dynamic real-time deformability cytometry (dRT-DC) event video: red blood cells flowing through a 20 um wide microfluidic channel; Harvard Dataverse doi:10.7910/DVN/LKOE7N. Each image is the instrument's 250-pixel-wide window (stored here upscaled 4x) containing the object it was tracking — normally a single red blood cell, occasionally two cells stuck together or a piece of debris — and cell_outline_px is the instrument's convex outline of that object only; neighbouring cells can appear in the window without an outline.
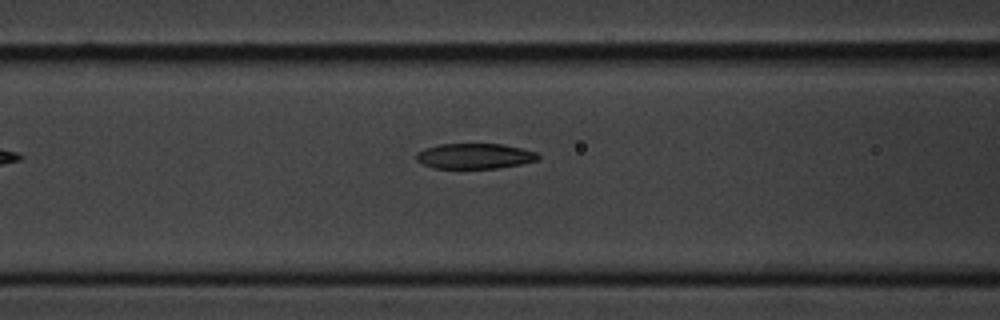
{"species": "common noctule bat (a hibernating species)", "species_latin": "Nyctalus noctula", "temperature_condition": "cold", "stored_images_in_passage": 6, "camera_frame_rate_fps": 3000, "um_per_image_px": 0.085, "animal": {"sex": "male", "body_mass_g": 20.1, "forearm_length_mm": 53.5}, "frame": {"image": 1, "passage_image": 6, "time_ms": 6.667, "image_size_px": [1000, 320], "cell_outline_px": [[540, 156], [536, 160], [520, 164], [496, 168], [432, 168], [416, 160], [416, 152], [424, 148], [440, 144], [504, 144], [536, 152]], "centroid_in_image_um": [40.31, 13.26], "position_along_channel_um": 126.3, "area_um2": 17.92}}